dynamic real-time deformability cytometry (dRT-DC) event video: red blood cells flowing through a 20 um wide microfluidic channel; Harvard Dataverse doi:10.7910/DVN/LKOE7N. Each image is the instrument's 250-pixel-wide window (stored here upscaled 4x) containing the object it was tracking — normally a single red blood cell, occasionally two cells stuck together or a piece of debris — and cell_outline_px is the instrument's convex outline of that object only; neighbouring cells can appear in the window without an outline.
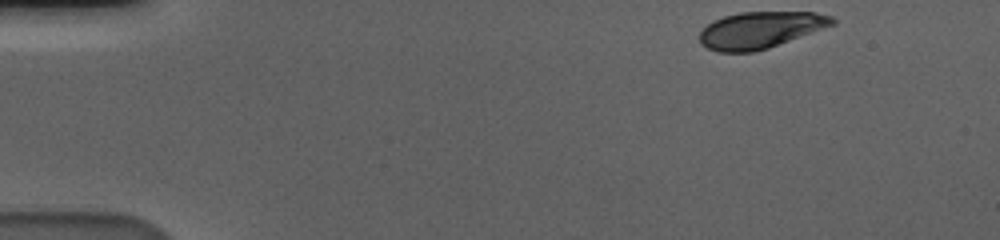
{"species": "human", "species_latin": "Homo sapiens", "temperature_condition": "cold", "stored_images_in_passage": 52, "camera_frame_rate_fps": 3000, "um_per_image_px": 0.085, "donor": {"sex": "male"}, "frame": {"image": 1, "passage_image": 1, "time_ms": 0.0, "image_size_px": [1000, 240], "cell_outline_px": [[836, 24], [768, 48], [752, 52], [716, 52], [700, 44], [700, 32], [708, 24], [724, 16], [740, 12], [816, 12], [832, 16], [836, 20]], "centroid_in_image_um": [64.64, 2.55], "position_along_channel_um": 20.4, "area_um2": 28.26}}
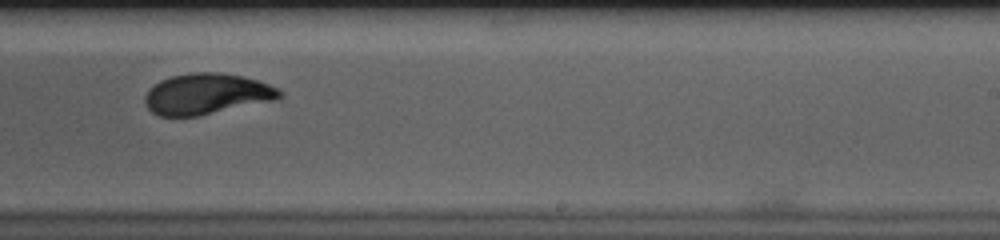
{"frame": {"image": 2, "passage_image": 31, "time_ms": 10.0, "image_size_px": [1000, 240], "cell_outline_px": [[284, 96], [276, 100], [200, 116], [160, 116], [152, 112], [148, 108], [144, 100], [144, 96], [160, 80], [172, 76], [192, 72], [220, 72], [240, 76], [256, 80], [280, 88], [284, 92]], "centroid_in_image_um": [17.62, 7.99], "position_along_channel_um": 271.4, "area_um2": 32.19}}
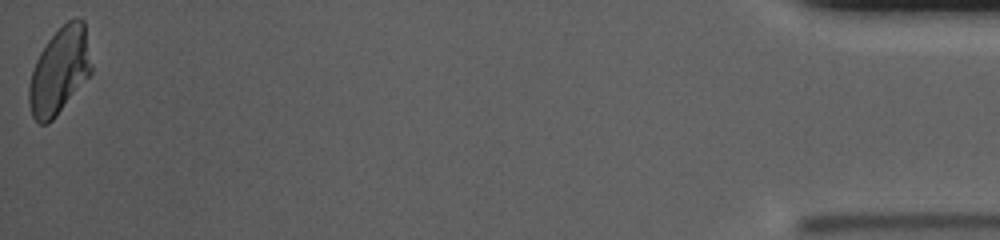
{"frame": {"image": 3, "passage_image": 52, "time_ms": 17.0, "image_size_px": [1000, 240], "cell_outline_px": [[92, 72], [56, 116], [48, 124], [40, 124], [32, 116], [28, 104], [28, 88], [32, 72], [36, 60], [40, 52], [48, 40], [68, 20], [76, 16], [84, 20], [92, 68]], "centroid_in_image_um": [5.05, 6.02], "position_along_channel_um": 430.2, "area_um2": 31.21}, "authors_computed_cell_mechanics": {"area_um2": 31.501, "velocity_mm_per_s": 3.5784, "shape_relaxation_time_tau1_ms": 3.9768, "shape_relaxation_time_tau2_ms": 0.9478, "deformation_change_tau1": 0.1454, "deformation_change_tau2": 0.0325}}